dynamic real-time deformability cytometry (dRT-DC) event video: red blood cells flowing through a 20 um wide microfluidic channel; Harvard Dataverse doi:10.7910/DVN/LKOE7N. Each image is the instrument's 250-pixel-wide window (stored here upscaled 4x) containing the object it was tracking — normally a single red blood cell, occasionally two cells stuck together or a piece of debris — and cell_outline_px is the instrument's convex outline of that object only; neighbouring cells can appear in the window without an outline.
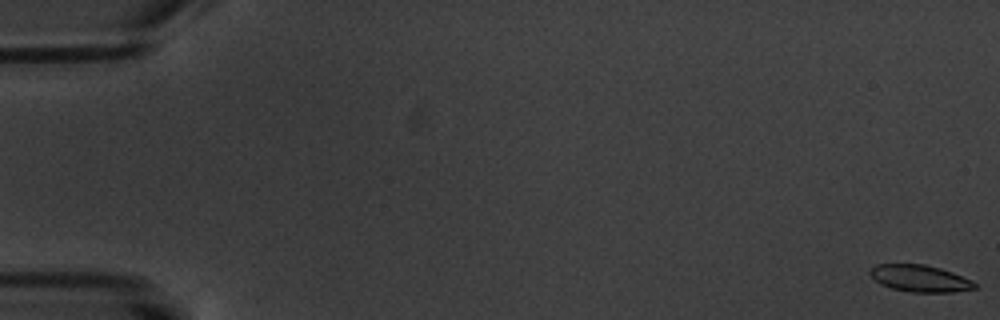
{"species": "common noctule bat (a hibernating species)", "species_latin": "Nyctalus noctula", "temperature_condition": "warm", "stored_images_in_passage": 7, "camera_frame_rate_fps": 3000, "um_per_image_px": 0.085, "animal": {"sex": "male", "body_mass_g": 20.1, "forearm_length_mm": 53.5}, "frame": {"image": 1, "passage_image": 1, "time_ms": 0.0, "image_size_px": [1000, 320], "cell_outline_px": [[976, 288], [952, 292], [912, 292], [892, 288], [880, 284], [868, 272], [868, 268], [876, 264], [924, 264], [940, 268], [952, 272], [972, 280], [976, 284]], "centroid_in_image_um": [78.17, 23.65], "position_along_channel_um": 6.8, "area_um2": 16.36}}
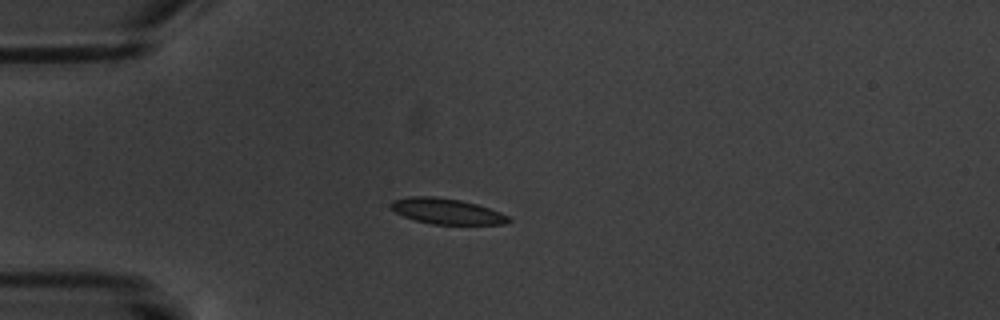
{"frame": {"image": 2, "passage_image": 5, "time_ms": 5.333, "image_size_px": [1000, 320], "cell_outline_px": [[512, 220], [504, 224], [432, 224], [416, 220], [404, 216], [396, 212], [388, 204], [392, 200], [412, 196], [432, 196], [460, 200], [476, 204], [500, 212], [508, 216]], "centroid_in_image_um": [37.95, 17.95], "position_along_channel_um": 47.0, "area_um2": 17.4}}